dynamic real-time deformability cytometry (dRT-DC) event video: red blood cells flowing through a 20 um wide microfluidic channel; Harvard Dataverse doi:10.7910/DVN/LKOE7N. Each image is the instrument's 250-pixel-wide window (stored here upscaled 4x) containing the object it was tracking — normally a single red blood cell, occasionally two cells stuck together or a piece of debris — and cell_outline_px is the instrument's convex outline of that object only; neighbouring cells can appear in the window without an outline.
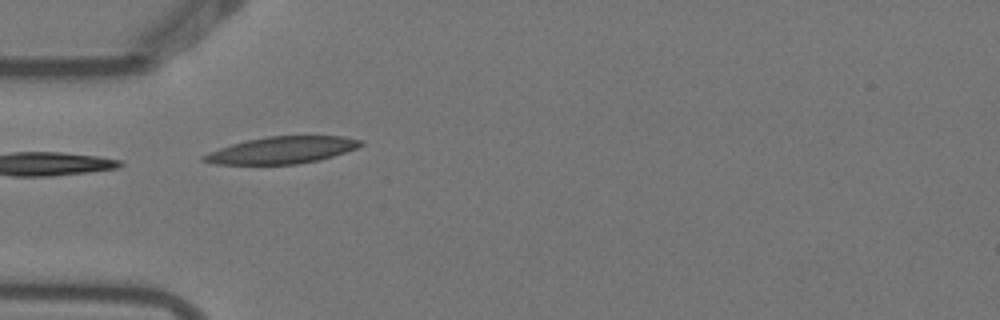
{"species": "Egyptian fruit bat (a non-hibernating species)", "species_latin": "Rousettus aegyptiacus", "temperature_condition": "warm", "stored_images_in_passage": 4, "camera_frame_rate_fps": 3000, "um_per_image_px": 0.085, "animal": {"sex": "female"}, "frame": {"image": 1, "passage_image": 4, "time_ms": 1.0, "image_size_px": [1000, 320], "cell_outline_px": [[364, 144], [356, 148], [332, 156], [316, 160], [296, 164], [216, 164], [200, 160], [200, 156], [220, 148], [232, 144], [248, 140], [268, 136], [344, 136], [364, 140]], "centroid_in_image_um": [23.97, 12.75], "position_along_channel_um": 61.0, "area_um2": 24.39}}